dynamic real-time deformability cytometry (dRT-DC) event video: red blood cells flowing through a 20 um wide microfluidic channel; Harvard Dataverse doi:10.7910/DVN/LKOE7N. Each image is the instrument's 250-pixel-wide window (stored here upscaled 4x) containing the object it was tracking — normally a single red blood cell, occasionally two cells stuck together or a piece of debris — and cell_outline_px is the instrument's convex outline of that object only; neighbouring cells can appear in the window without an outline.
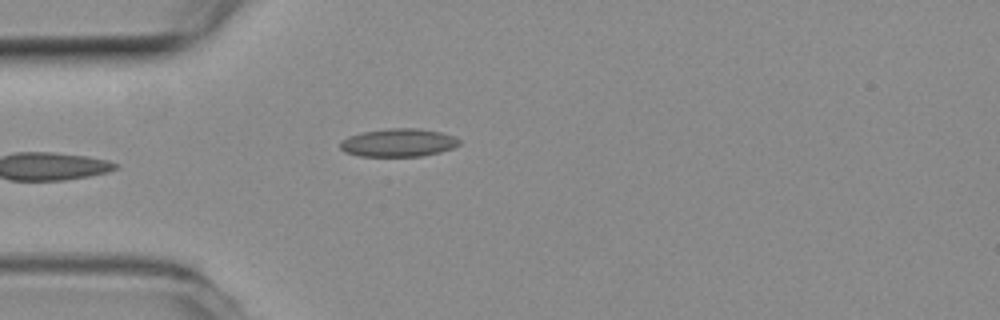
{"species": "common noctule bat (a hibernating species)", "species_latin": "Nyctalus noctula", "temperature_condition": "room temperature", "stored_images_in_passage": 6, "camera_frame_rate_fps": 3000, "um_per_image_px": 0.085, "animal": {"sex": "female", "body_mass_g": 19.3, "forearm_length_mm": 54.1}, "frame": {"image": 1, "passage_image": 5, "time_ms": 1.333, "image_size_px": [1000, 320], "cell_outline_px": [[460, 144], [452, 148], [440, 152], [424, 156], [360, 156], [344, 152], [340, 148], [340, 140], [348, 136], [364, 132], [388, 128], [416, 128], [440, 132], [452, 136], [460, 140]], "centroid_in_image_um": [33.84, 12.13], "position_along_channel_um": 51.2, "area_um2": 19.48}}